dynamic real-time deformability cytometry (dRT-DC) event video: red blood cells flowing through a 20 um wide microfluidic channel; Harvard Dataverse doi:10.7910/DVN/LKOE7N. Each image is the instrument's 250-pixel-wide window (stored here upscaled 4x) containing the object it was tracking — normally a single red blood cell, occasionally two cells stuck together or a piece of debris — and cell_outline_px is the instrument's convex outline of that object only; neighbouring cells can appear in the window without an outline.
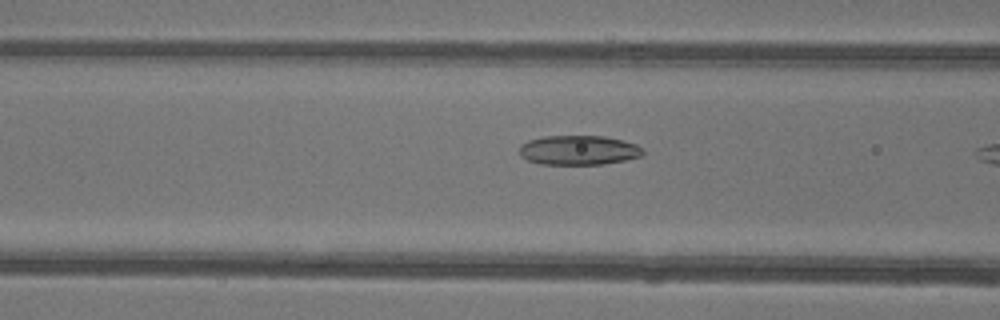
{"species": "common noctule bat (a hibernating species)", "species_latin": "Nyctalus noctula", "temperature_condition": "warm", "stored_images_in_passage": 7, "camera_frame_rate_fps": 3000, "um_per_image_px": 0.085, "animal": {"sex": "female"}, "frame": {"image": 1, "passage_image": 6, "time_ms": 1.667, "image_size_px": [1000, 320], "cell_outline_px": [[644, 152], [640, 156], [624, 160], [604, 164], [540, 164], [528, 160], [520, 156], [520, 144], [528, 140], [544, 136], [604, 136], [624, 140], [636, 144], [644, 148]], "centroid_in_image_um": [49.18, 12.76], "position_along_channel_um": 117.4, "area_um2": 21.33}}